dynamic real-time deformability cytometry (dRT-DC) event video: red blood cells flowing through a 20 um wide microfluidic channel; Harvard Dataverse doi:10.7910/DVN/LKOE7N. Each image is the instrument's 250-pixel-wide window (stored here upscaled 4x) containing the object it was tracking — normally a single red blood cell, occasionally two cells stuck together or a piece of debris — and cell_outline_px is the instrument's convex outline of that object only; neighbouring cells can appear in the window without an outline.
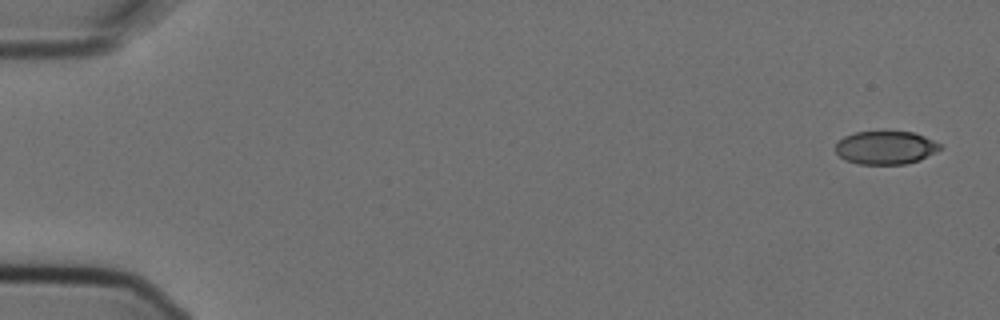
{"species": "Egyptian fruit bat (a non-hibernating species)", "species_latin": "Rousettus aegyptiacus", "temperature_condition": "cold", "stored_images_in_passage": 4, "camera_frame_rate_fps": 3000, "um_per_image_px": 0.085, "animal": {"sex": "female"}, "frame": {"image": 1, "passage_image": 1, "time_ms": 0.0, "image_size_px": [1000, 320], "cell_outline_px": [[940, 148], [936, 152], [920, 160], [904, 164], [860, 164], [844, 160], [836, 152], [836, 144], [844, 136], [856, 132], [888, 128], [912, 132], [924, 136], [940, 144]], "centroid_in_image_um": [75.26, 12.5], "position_along_channel_um": 9.7, "area_um2": 20.87}}
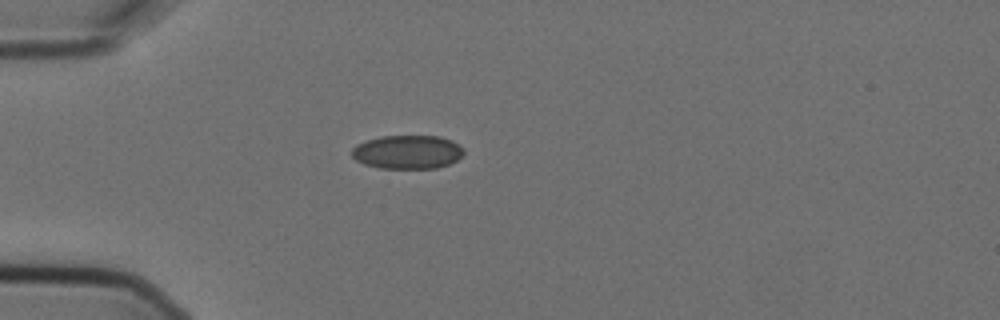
{"frame": {"image": 2, "passage_image": 4, "time_ms": 1.0, "image_size_px": [1000, 320], "cell_outline_px": [[464, 152], [456, 160], [448, 164], [436, 168], [380, 168], [364, 164], [356, 160], [352, 156], [352, 148], [356, 144], [380, 136], [440, 136], [452, 140], [464, 148]], "centroid_in_image_um": [34.63, 12.91], "position_along_channel_um": 50.4, "area_um2": 21.96}}